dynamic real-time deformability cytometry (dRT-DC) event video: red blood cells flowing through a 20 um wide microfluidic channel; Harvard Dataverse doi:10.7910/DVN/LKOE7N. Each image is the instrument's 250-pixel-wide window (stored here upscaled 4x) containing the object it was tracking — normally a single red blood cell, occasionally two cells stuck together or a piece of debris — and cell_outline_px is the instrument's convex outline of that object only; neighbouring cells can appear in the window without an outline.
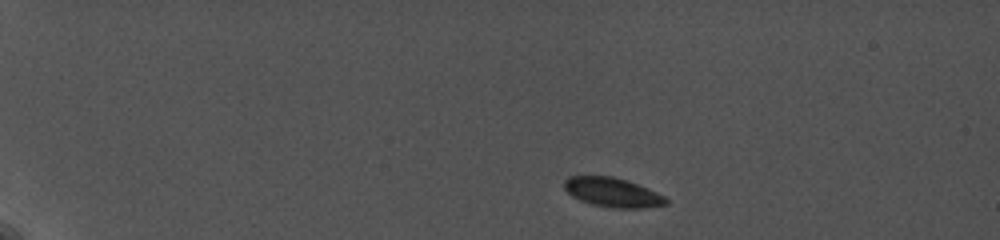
{"species": "common noctule bat (a hibernating species)", "species_latin": "Nyctalus noctula", "temperature_condition": "cold", "stored_images_in_passage": 7, "camera_frame_rate_fps": 5000, "um_per_image_px": 0.085, "animal": {"sex": "female", "body_mass_g": 19.0, "forearm_length_mm": 56.7}, "frame": {"image": 1, "passage_image": 1, "time_ms": 0.0, "image_size_px": [1000, 240], "cell_outline_px": [[668, 204], [644, 208], [612, 208], [592, 204], [580, 200], [572, 196], [564, 188], [564, 180], [568, 176], [612, 176], [628, 180], [648, 188], [664, 196], [668, 200]], "centroid_in_image_um": [52.07, 16.35], "position_along_channel_um": 32.9, "area_um2": 17.46}}
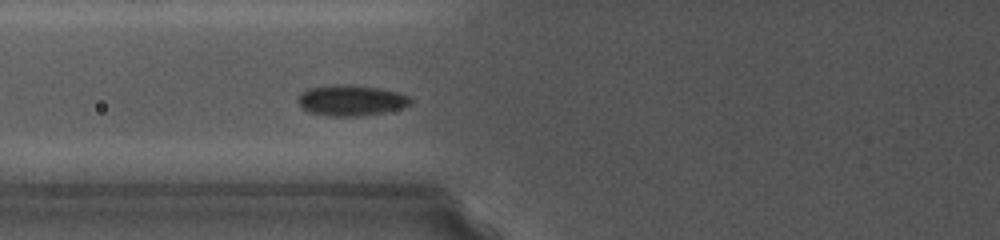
{"frame": {"image": 2, "passage_image": 6, "time_ms": 4.8, "image_size_px": [1000, 240], "cell_outline_px": [[412, 104], [400, 108], [384, 112], [356, 116], [332, 116], [308, 112], [296, 100], [300, 92], [308, 88], [332, 84], [352, 84], [380, 88], [396, 92], [408, 96], [412, 100]], "centroid_in_image_um": [29.81, 8.51], "position_along_channel_um": 96.0, "area_um2": 20.23}}